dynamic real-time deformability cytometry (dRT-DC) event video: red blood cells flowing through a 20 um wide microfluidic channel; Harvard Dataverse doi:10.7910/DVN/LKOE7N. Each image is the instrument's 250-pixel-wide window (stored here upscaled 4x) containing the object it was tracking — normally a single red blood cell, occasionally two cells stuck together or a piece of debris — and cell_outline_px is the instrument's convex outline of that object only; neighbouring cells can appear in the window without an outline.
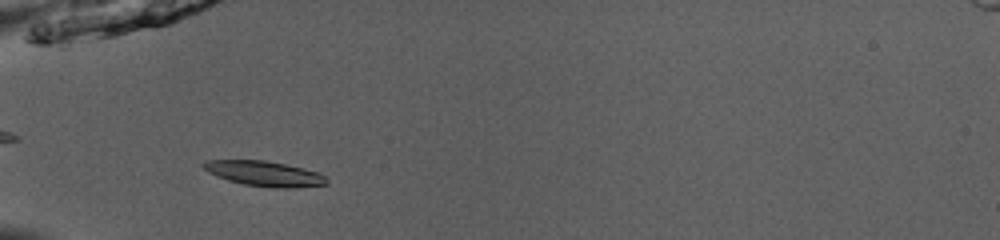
{"species": "common noctule bat (a hibernating species)", "species_latin": "Nyctalus noctula", "temperature_condition": "room temperature", "stored_images_in_passage": 36, "camera_frame_rate_fps": 3000, "um_per_image_px": 0.085, "animal": {"sex": "male", "body_mass_g": 13.0, "forearm_length_mm": 53.1}, "frame": {"image": 1, "passage_image": 3, "time_ms": 0.667, "image_size_px": [1000, 240], "cell_outline_px": [[328, 184], [292, 188], [272, 188], [244, 184], [228, 180], [216, 176], [208, 172], [200, 164], [204, 160], [264, 160], [284, 164], [316, 172], [324, 176], [328, 180]], "centroid_in_image_um": [22.42, 14.76], "position_along_channel_um": 62.6, "area_um2": 17.92}}
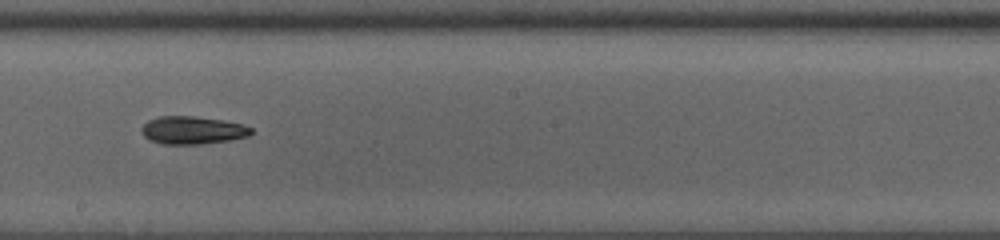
{"frame": {"image": 2, "passage_image": 16, "time_ms": 5.0, "image_size_px": [1000, 240], "cell_outline_px": [[252, 132], [248, 136], [228, 140], [200, 144], [164, 144], [148, 140], [140, 132], [140, 128], [148, 120], [160, 116], [192, 116], [220, 120], [244, 124], [252, 128]], "centroid_in_image_um": [16.32, 11.07], "position_along_channel_um": 231.9, "area_um2": 17.74}}
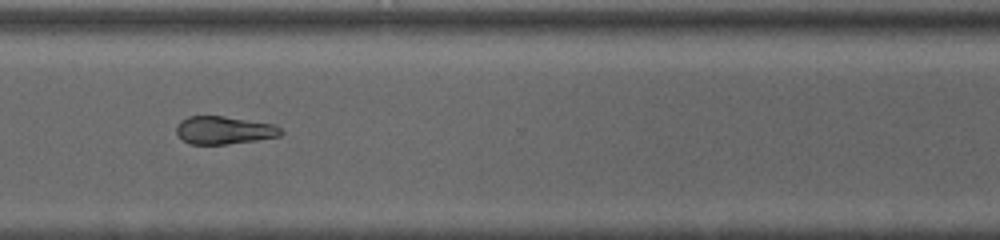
{"frame": {"image": 3, "passage_image": 25, "time_ms": 8.0, "image_size_px": [1000, 240], "cell_outline_px": [[284, 132], [280, 136], [256, 140], [224, 144], [192, 144], [184, 140], [176, 132], [176, 128], [180, 120], [188, 116], [224, 116], [272, 124], [280, 128]], "centroid_in_image_um": [19.04, 11.06], "position_along_channel_um": 351.6, "area_um2": 16.76}, "authors_computed_cell_mechanics": {"area_um2": 17.6579, "velocity_mm_per_s": 4.0075, "shape_relaxation_time_tau1_ms": 2.1564, "shape_relaxation_time_tau2_ms": null, "deformation_change_tau1": 0.0932, "deformation_change_tau2": null}}